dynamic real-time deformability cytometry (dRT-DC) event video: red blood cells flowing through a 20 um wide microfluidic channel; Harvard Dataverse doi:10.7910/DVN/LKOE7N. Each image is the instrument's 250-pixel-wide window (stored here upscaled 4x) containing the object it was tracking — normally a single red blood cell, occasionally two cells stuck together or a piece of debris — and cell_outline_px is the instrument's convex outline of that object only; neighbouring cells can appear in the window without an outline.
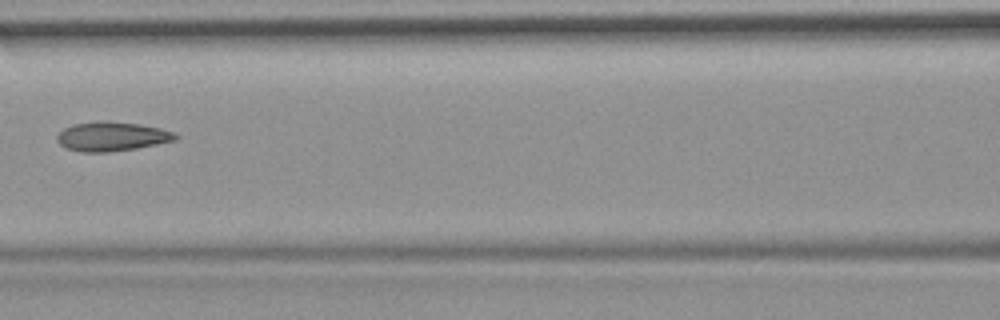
{"species": "common noctule bat (a hibernating species)", "species_latin": "Nyctalus noctula", "temperature_condition": "room temperature", "stored_images_in_passage": 7, "camera_frame_rate_fps": 3000, "um_per_image_px": 0.085, "animal": {"sex": "female", "body_mass_g": 19.9}, "frame": {"image": 1, "passage_image": 7, "time_ms": 7.667, "image_size_px": [1000, 320], "cell_outline_px": [[180, 136], [176, 140], [136, 148], [108, 152], [80, 152], [64, 148], [56, 140], [56, 136], [64, 128], [72, 124], [96, 120], [108, 120], [140, 124], [160, 128], [176, 132]], "centroid_in_image_um": [9.49, 11.58], "position_along_channel_um": 157.1, "area_um2": 20.58}}